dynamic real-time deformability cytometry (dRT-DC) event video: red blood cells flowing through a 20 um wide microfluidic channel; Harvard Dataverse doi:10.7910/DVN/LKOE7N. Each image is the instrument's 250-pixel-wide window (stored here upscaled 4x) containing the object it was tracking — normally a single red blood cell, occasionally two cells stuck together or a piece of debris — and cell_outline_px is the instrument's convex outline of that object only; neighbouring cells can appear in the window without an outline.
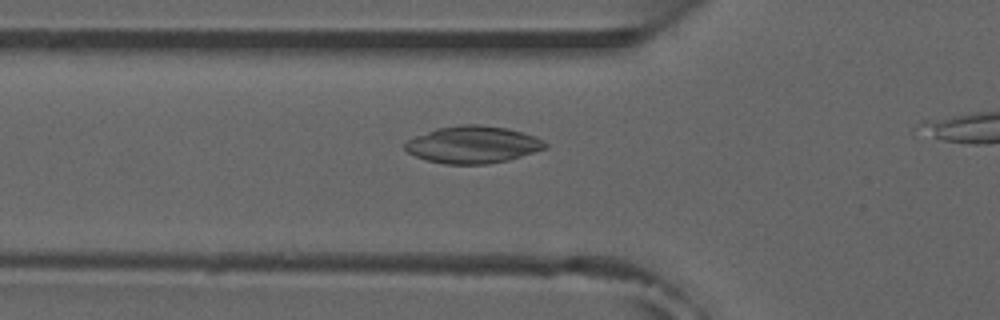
{"species": "common noctule bat (a hibernating species)", "species_latin": "Nyctalus noctula", "temperature_condition": "room temperature", "stored_images_in_passage": 20, "camera_frame_rate_fps": 3000, "um_per_image_px": 0.085, "animal": {"sex": "male", "forearm_length_mm": 52.5}, "frame": {"image": 1, "passage_image": 6, "time_ms": 1.667, "image_size_px": [1000, 320], "cell_outline_px": [[548, 148], [508, 160], [484, 164], [444, 164], [428, 160], [416, 156], [408, 152], [404, 148], [404, 144], [408, 140], [416, 136], [436, 128], [460, 124], [480, 124], [508, 128], [524, 132], [536, 136], [544, 140], [548, 144]], "centroid_in_image_um": [40.24, 12.28], "position_along_channel_um": 85.6, "area_um2": 30.52}}
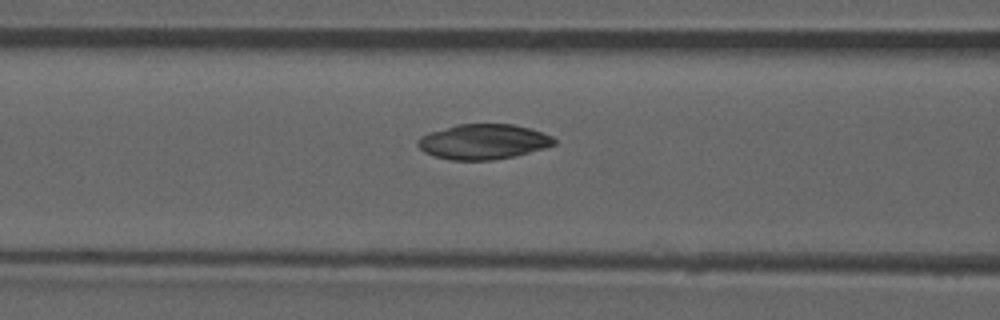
{"frame": {"image": 2, "passage_image": 9, "time_ms": 2.667, "image_size_px": [1000, 320], "cell_outline_px": [[556, 144], [544, 148], [512, 156], [492, 160], [452, 160], [432, 156], [424, 152], [416, 144], [420, 136], [428, 132], [456, 124], [512, 124], [528, 128], [552, 136], [556, 140]], "centroid_in_image_um": [41.03, 12.04], "position_along_channel_um": 125.6, "area_um2": 27.86}}